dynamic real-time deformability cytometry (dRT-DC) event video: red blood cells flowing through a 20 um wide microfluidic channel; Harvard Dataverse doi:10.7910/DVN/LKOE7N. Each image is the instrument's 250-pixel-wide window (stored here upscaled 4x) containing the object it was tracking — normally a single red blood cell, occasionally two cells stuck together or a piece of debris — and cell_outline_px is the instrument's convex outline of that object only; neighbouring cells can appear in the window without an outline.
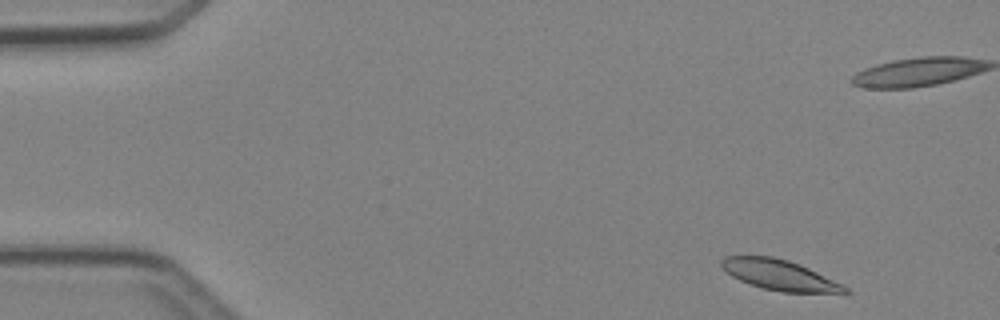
{"species": "Egyptian fruit bat (a non-hibernating species)", "species_latin": "Rousettus aegyptiacus", "temperature_condition": "cold", "stored_images_in_passage": 4, "camera_frame_rate_fps": 3000, "um_per_image_px": 0.085, "animal": {"sex": "female"}, "frame": {"image": 1, "passage_image": 4, "time_ms": 3.667, "image_size_px": [1000, 320], "cell_outline_px": [[852, 292], [784, 292], [760, 288], [740, 280], [732, 276], [720, 264], [720, 260], [724, 256], [772, 256], [788, 260], [800, 264], [848, 288]], "centroid_in_image_um": [66.2, 23.36], "position_along_channel_um": 18.8, "area_um2": 21.39}}